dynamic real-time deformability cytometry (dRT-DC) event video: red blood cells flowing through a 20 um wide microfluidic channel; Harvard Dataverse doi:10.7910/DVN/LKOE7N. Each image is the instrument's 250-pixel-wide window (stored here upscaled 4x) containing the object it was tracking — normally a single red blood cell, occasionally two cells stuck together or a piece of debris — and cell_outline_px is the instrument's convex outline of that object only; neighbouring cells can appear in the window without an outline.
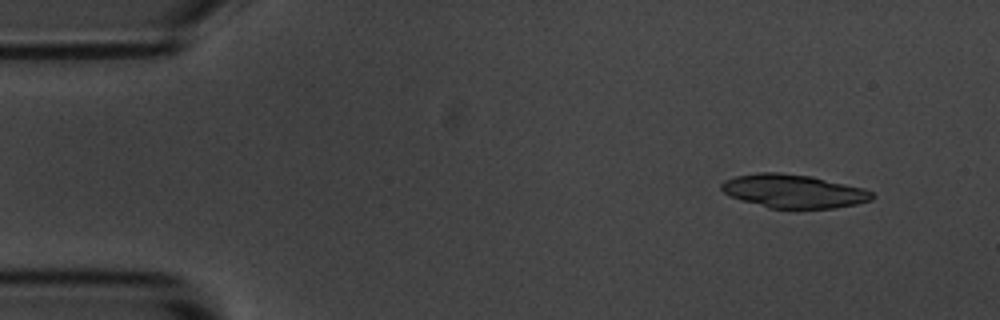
{"species": "common noctule bat (a hibernating species)", "species_latin": "Nyctalus noctula", "temperature_condition": "room temperature", "stored_images_in_passage": 49, "camera_frame_rate_fps": 3000, "um_per_image_px": 0.085, "animal": {"sex": "male", "body_mass_g": 20.1, "forearm_length_mm": 53.5}, "frame": {"image": 1, "passage_image": 1, "time_ms": 0.0, "image_size_px": [1000, 320], "cell_outline_px": [[876, 196], [872, 200], [856, 204], [832, 208], [796, 212], [768, 208], [740, 200], [724, 192], [720, 188], [720, 184], [724, 180], [736, 176], [756, 172], [780, 172], [812, 176], [864, 188], [872, 192]], "centroid_in_image_um": [67.46, 16.29], "position_along_channel_um": 17.5, "area_um2": 30.46}}
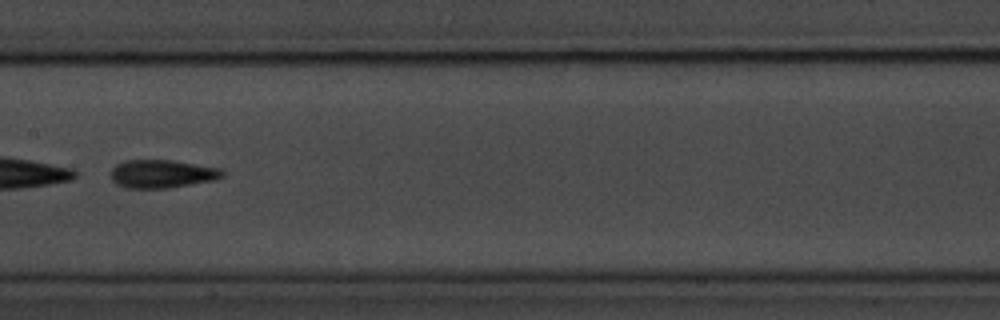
{"frame": {"image": 2, "passage_image": 23, "time_ms": 7.333, "image_size_px": [1000, 320], "cell_outline_px": [[224, 176], [216, 180], [168, 188], [128, 188], [116, 184], [112, 180], [112, 168], [116, 164], [124, 160], [172, 160], [220, 168], [224, 172]], "centroid_in_image_um": [13.78, 14.77], "position_along_channel_um": 193.6, "area_um2": 18.38}, "authors_computed_cell_mechanics": {"area_um2": 18.785, "velocity_mm_per_s": 3.6963, "shape_relaxation_time_tau1_ms": 2.4712, "shape_relaxation_time_tau2_ms": 1.8408, "deformation_change_tau1": 0.1619, "deformation_change_tau2": 0.106}}